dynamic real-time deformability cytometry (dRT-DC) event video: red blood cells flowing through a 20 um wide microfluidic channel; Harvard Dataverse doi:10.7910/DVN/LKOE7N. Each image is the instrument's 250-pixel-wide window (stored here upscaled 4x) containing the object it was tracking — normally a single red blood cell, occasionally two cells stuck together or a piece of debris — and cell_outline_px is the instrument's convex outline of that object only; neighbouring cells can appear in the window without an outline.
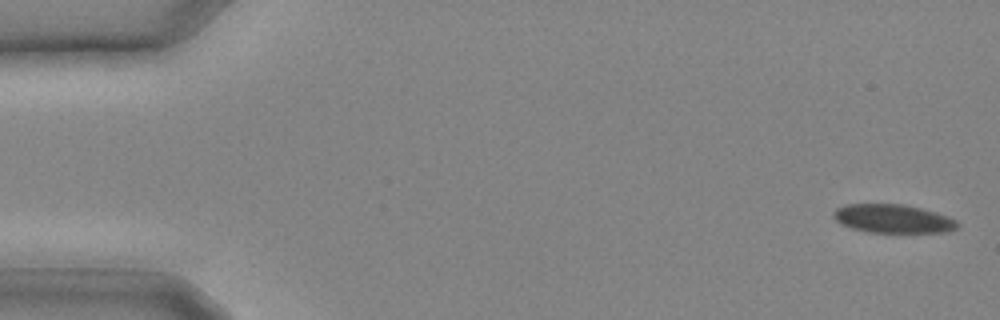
{"species": "common noctule bat (a hibernating species)", "species_latin": "Nyctalus noctula", "temperature_condition": "cold", "stored_images_in_passage": 10, "camera_frame_rate_fps": 3000, "um_per_image_px": 0.085, "animal": {"sex": "male", "body_mass_g": 20.4}, "frame": {"image": 1, "passage_image": 1, "time_ms": 0.0, "image_size_px": [1000, 320], "cell_outline_px": [[960, 224], [956, 228], [948, 232], [868, 232], [852, 228], [840, 224], [832, 216], [832, 212], [836, 208], [848, 204], [900, 204], [920, 208], [936, 212], [948, 216], [956, 220]], "centroid_in_image_um": [75.89, 18.59], "position_along_channel_um": 9.1, "area_um2": 20.63}}
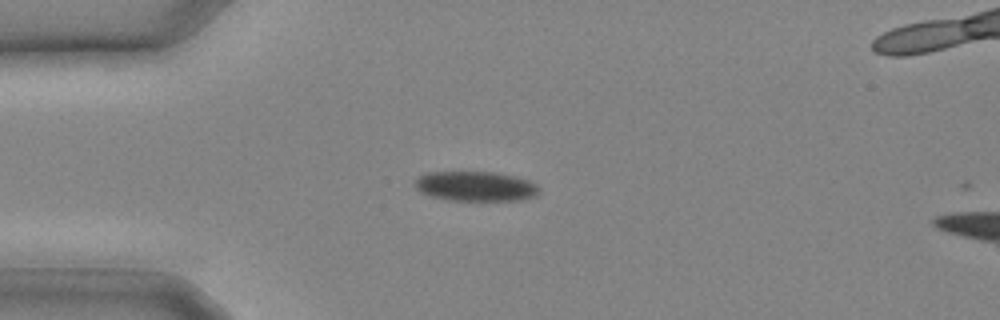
{"frame": {"image": 2, "passage_image": 7, "time_ms": 2.0, "image_size_px": [1000, 320], "cell_outline_px": [[540, 192], [536, 196], [520, 200], [448, 200], [428, 196], [420, 192], [416, 188], [416, 180], [420, 176], [428, 172], [496, 172], [516, 176], [528, 180], [536, 184], [540, 188]], "centroid_in_image_um": [40.45, 15.83], "position_along_channel_um": 44.5, "area_um2": 21.68}}
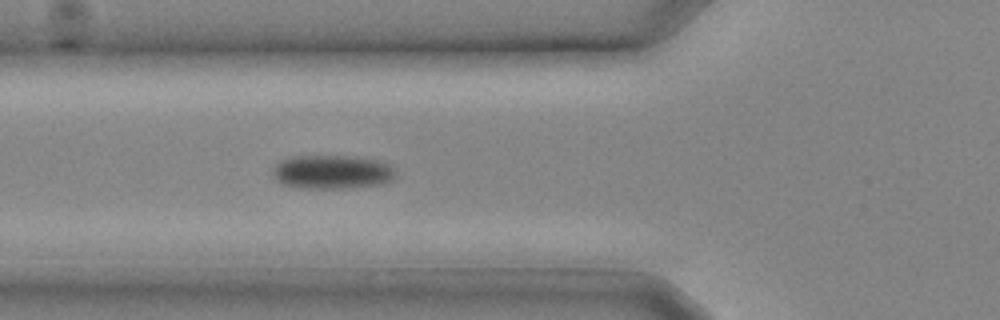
{"frame": {"image": 3, "passage_image": 10, "time_ms": 3.0, "image_size_px": [1000, 320], "cell_outline_px": [[396, 176], [392, 180], [380, 184], [348, 188], [300, 188], [284, 184], [276, 180], [272, 176], [272, 168], [280, 160], [288, 156], [356, 156], [380, 160], [388, 164], [396, 172]], "centroid_in_image_um": [28.21, 14.61], "position_along_channel_um": 97.6, "area_um2": 24.57}}